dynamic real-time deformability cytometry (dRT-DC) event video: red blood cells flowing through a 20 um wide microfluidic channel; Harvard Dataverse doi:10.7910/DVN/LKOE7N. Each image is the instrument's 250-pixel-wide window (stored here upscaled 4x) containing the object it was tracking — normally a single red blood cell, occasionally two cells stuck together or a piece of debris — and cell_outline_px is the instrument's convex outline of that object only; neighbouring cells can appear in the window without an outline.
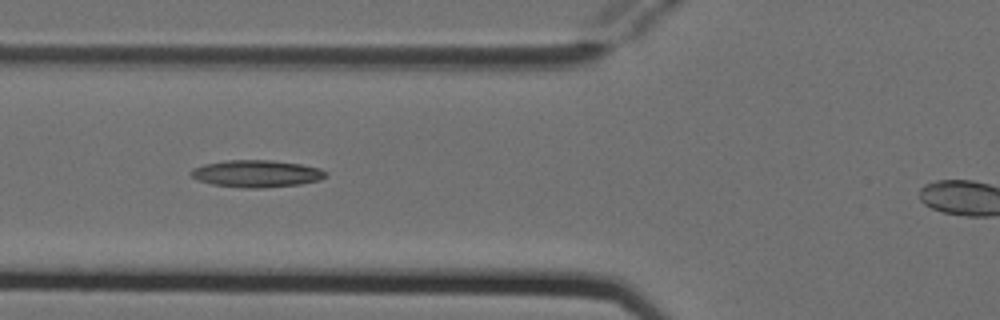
{"species": "Egyptian fruit bat (a non-hibernating species)", "species_latin": "Rousettus aegyptiacus", "temperature_condition": "cold", "stored_images_in_passage": 8, "camera_frame_rate_fps": 3000, "um_per_image_px": 0.085, "animal": {"sex": "female"}, "frame": {"image": 1, "passage_image": 6, "time_ms": 1.667, "image_size_px": [1000, 320], "cell_outline_px": [[328, 176], [320, 180], [300, 184], [260, 188], [248, 188], [212, 184], [196, 180], [188, 172], [192, 168], [204, 164], [224, 160], [272, 160], [300, 164], [320, 168], [328, 172]], "centroid_in_image_um": [21.8, 14.75], "position_along_channel_um": 104.0, "area_um2": 21.44}}
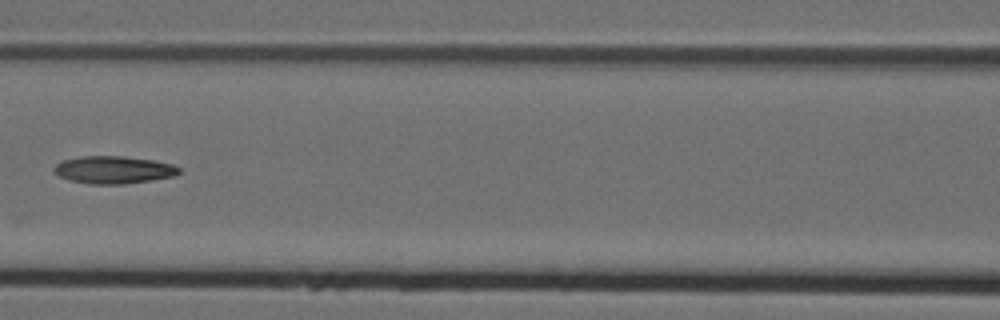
{"frame": {"image": 2, "passage_image": 7, "time_ms": 2.0, "image_size_px": [1000, 320], "cell_outline_px": [[180, 172], [176, 176], [152, 180], [124, 184], [88, 184], [72, 180], [60, 176], [52, 172], [52, 168], [56, 164], [64, 160], [80, 156], [124, 156], [152, 160], [172, 164], [180, 168]], "centroid_in_image_um": [9.66, 14.43], "position_along_channel_um": 156.9, "area_um2": 20.11}}